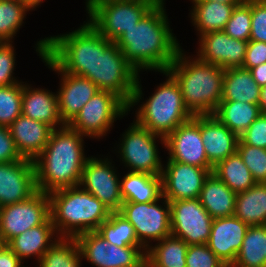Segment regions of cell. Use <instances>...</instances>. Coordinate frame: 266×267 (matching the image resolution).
<instances>
[{"label":"cell","mask_w":266,"mask_h":267,"mask_svg":"<svg viewBox=\"0 0 266 267\" xmlns=\"http://www.w3.org/2000/svg\"><path fill=\"white\" fill-rule=\"evenodd\" d=\"M35 49L38 56L45 53L62 71L86 77L99 90L119 96L128 112L144 98L139 73L117 43L102 36L88 20L67 34L40 39Z\"/></svg>","instance_id":"6da1fadb"},{"label":"cell","mask_w":266,"mask_h":267,"mask_svg":"<svg viewBox=\"0 0 266 267\" xmlns=\"http://www.w3.org/2000/svg\"><path fill=\"white\" fill-rule=\"evenodd\" d=\"M30 10H35L44 0H21Z\"/></svg>","instance_id":"681fc988"},{"label":"cell","mask_w":266,"mask_h":267,"mask_svg":"<svg viewBox=\"0 0 266 267\" xmlns=\"http://www.w3.org/2000/svg\"><path fill=\"white\" fill-rule=\"evenodd\" d=\"M167 159L201 168H213L201 137V115H194L165 138Z\"/></svg>","instance_id":"9a60e30c"},{"label":"cell","mask_w":266,"mask_h":267,"mask_svg":"<svg viewBox=\"0 0 266 267\" xmlns=\"http://www.w3.org/2000/svg\"><path fill=\"white\" fill-rule=\"evenodd\" d=\"M186 55L182 48L167 71L178 82L193 116L214 114L222 98L224 69Z\"/></svg>","instance_id":"277c9868"},{"label":"cell","mask_w":266,"mask_h":267,"mask_svg":"<svg viewBox=\"0 0 266 267\" xmlns=\"http://www.w3.org/2000/svg\"><path fill=\"white\" fill-rule=\"evenodd\" d=\"M13 42H0V86L20 83L13 74L15 71L16 53Z\"/></svg>","instance_id":"60d3db41"},{"label":"cell","mask_w":266,"mask_h":267,"mask_svg":"<svg viewBox=\"0 0 266 267\" xmlns=\"http://www.w3.org/2000/svg\"><path fill=\"white\" fill-rule=\"evenodd\" d=\"M109 244L126 247L142 246L131 223L118 212H111L109 218L96 230Z\"/></svg>","instance_id":"e575fe53"},{"label":"cell","mask_w":266,"mask_h":267,"mask_svg":"<svg viewBox=\"0 0 266 267\" xmlns=\"http://www.w3.org/2000/svg\"><path fill=\"white\" fill-rule=\"evenodd\" d=\"M160 73L166 76V81L157 86L149 99L141 102L134 120L153 134L166 138L193 115L183 102L181 88L175 78L168 71Z\"/></svg>","instance_id":"8992f818"},{"label":"cell","mask_w":266,"mask_h":267,"mask_svg":"<svg viewBox=\"0 0 266 267\" xmlns=\"http://www.w3.org/2000/svg\"><path fill=\"white\" fill-rule=\"evenodd\" d=\"M261 114L258 104L220 101L213 115L240 137Z\"/></svg>","instance_id":"4dcf8cb0"},{"label":"cell","mask_w":266,"mask_h":267,"mask_svg":"<svg viewBox=\"0 0 266 267\" xmlns=\"http://www.w3.org/2000/svg\"><path fill=\"white\" fill-rule=\"evenodd\" d=\"M23 82L0 86V126L8 127L22 114Z\"/></svg>","instance_id":"8d00e7d4"},{"label":"cell","mask_w":266,"mask_h":267,"mask_svg":"<svg viewBox=\"0 0 266 267\" xmlns=\"http://www.w3.org/2000/svg\"><path fill=\"white\" fill-rule=\"evenodd\" d=\"M153 1L156 5H165V0H151Z\"/></svg>","instance_id":"816d5d0a"},{"label":"cell","mask_w":266,"mask_h":267,"mask_svg":"<svg viewBox=\"0 0 266 267\" xmlns=\"http://www.w3.org/2000/svg\"><path fill=\"white\" fill-rule=\"evenodd\" d=\"M83 260L94 267H146L143 246L118 247L109 244L97 231L75 237Z\"/></svg>","instance_id":"8fae6325"},{"label":"cell","mask_w":266,"mask_h":267,"mask_svg":"<svg viewBox=\"0 0 266 267\" xmlns=\"http://www.w3.org/2000/svg\"><path fill=\"white\" fill-rule=\"evenodd\" d=\"M248 228L249 225L235 215L213 219L207 245L230 267L236 260Z\"/></svg>","instance_id":"ffe728a7"},{"label":"cell","mask_w":266,"mask_h":267,"mask_svg":"<svg viewBox=\"0 0 266 267\" xmlns=\"http://www.w3.org/2000/svg\"><path fill=\"white\" fill-rule=\"evenodd\" d=\"M39 58L58 76L60 74V88L56 93L58 109L62 122L68 125L100 90L90 79L62 71L45 53Z\"/></svg>","instance_id":"2e32d148"},{"label":"cell","mask_w":266,"mask_h":267,"mask_svg":"<svg viewBox=\"0 0 266 267\" xmlns=\"http://www.w3.org/2000/svg\"><path fill=\"white\" fill-rule=\"evenodd\" d=\"M166 161L161 174L162 196L169 202L198 198L204 181L213 168H201L168 159Z\"/></svg>","instance_id":"e0dca14e"},{"label":"cell","mask_w":266,"mask_h":267,"mask_svg":"<svg viewBox=\"0 0 266 267\" xmlns=\"http://www.w3.org/2000/svg\"><path fill=\"white\" fill-rule=\"evenodd\" d=\"M250 72L260 87L266 86V62L251 68Z\"/></svg>","instance_id":"7dc6e473"},{"label":"cell","mask_w":266,"mask_h":267,"mask_svg":"<svg viewBox=\"0 0 266 267\" xmlns=\"http://www.w3.org/2000/svg\"><path fill=\"white\" fill-rule=\"evenodd\" d=\"M36 191L34 161L0 163V207L27 200Z\"/></svg>","instance_id":"d6986e66"},{"label":"cell","mask_w":266,"mask_h":267,"mask_svg":"<svg viewBox=\"0 0 266 267\" xmlns=\"http://www.w3.org/2000/svg\"><path fill=\"white\" fill-rule=\"evenodd\" d=\"M230 267H266V225L249 226Z\"/></svg>","instance_id":"1f68e13d"},{"label":"cell","mask_w":266,"mask_h":267,"mask_svg":"<svg viewBox=\"0 0 266 267\" xmlns=\"http://www.w3.org/2000/svg\"><path fill=\"white\" fill-rule=\"evenodd\" d=\"M85 3L88 22L113 42L156 5L151 0H86Z\"/></svg>","instance_id":"52a82bcc"},{"label":"cell","mask_w":266,"mask_h":267,"mask_svg":"<svg viewBox=\"0 0 266 267\" xmlns=\"http://www.w3.org/2000/svg\"><path fill=\"white\" fill-rule=\"evenodd\" d=\"M118 213L131 223L139 243L146 250L152 241L171 235L170 202L164 196L154 202H123Z\"/></svg>","instance_id":"30bf717a"},{"label":"cell","mask_w":266,"mask_h":267,"mask_svg":"<svg viewBox=\"0 0 266 267\" xmlns=\"http://www.w3.org/2000/svg\"><path fill=\"white\" fill-rule=\"evenodd\" d=\"M259 107L262 114H266V86L260 89Z\"/></svg>","instance_id":"c3c4849f"},{"label":"cell","mask_w":266,"mask_h":267,"mask_svg":"<svg viewBox=\"0 0 266 267\" xmlns=\"http://www.w3.org/2000/svg\"><path fill=\"white\" fill-rule=\"evenodd\" d=\"M190 20L198 36L212 31H223L235 6L241 3H219L206 0H190Z\"/></svg>","instance_id":"d4e9b609"},{"label":"cell","mask_w":266,"mask_h":267,"mask_svg":"<svg viewBox=\"0 0 266 267\" xmlns=\"http://www.w3.org/2000/svg\"><path fill=\"white\" fill-rule=\"evenodd\" d=\"M250 41L266 43V0H251Z\"/></svg>","instance_id":"b9f144b4"},{"label":"cell","mask_w":266,"mask_h":267,"mask_svg":"<svg viewBox=\"0 0 266 267\" xmlns=\"http://www.w3.org/2000/svg\"><path fill=\"white\" fill-rule=\"evenodd\" d=\"M197 58L223 69L242 67L248 41L237 40L224 31H212L199 36Z\"/></svg>","instance_id":"ac0fdd59"},{"label":"cell","mask_w":266,"mask_h":267,"mask_svg":"<svg viewBox=\"0 0 266 267\" xmlns=\"http://www.w3.org/2000/svg\"><path fill=\"white\" fill-rule=\"evenodd\" d=\"M26 83L23 82L22 114L48 124L52 129L65 126L60 118L57 94L45 88H34Z\"/></svg>","instance_id":"603a6c76"},{"label":"cell","mask_w":266,"mask_h":267,"mask_svg":"<svg viewBox=\"0 0 266 267\" xmlns=\"http://www.w3.org/2000/svg\"><path fill=\"white\" fill-rule=\"evenodd\" d=\"M266 62V43L262 41H248L246 56L242 68L250 70Z\"/></svg>","instance_id":"f6af8a7d"},{"label":"cell","mask_w":266,"mask_h":267,"mask_svg":"<svg viewBox=\"0 0 266 267\" xmlns=\"http://www.w3.org/2000/svg\"><path fill=\"white\" fill-rule=\"evenodd\" d=\"M50 218L60 237L75 238L98 227L111 211L80 185L48 193Z\"/></svg>","instance_id":"5b68a950"},{"label":"cell","mask_w":266,"mask_h":267,"mask_svg":"<svg viewBox=\"0 0 266 267\" xmlns=\"http://www.w3.org/2000/svg\"><path fill=\"white\" fill-rule=\"evenodd\" d=\"M165 146V138L153 134L135 120L122 134L120 143L117 144L120 162L128 168V172L148 173L151 175H161L163 163L159 157L157 141ZM119 147V148H118Z\"/></svg>","instance_id":"ba28073f"},{"label":"cell","mask_w":266,"mask_h":267,"mask_svg":"<svg viewBox=\"0 0 266 267\" xmlns=\"http://www.w3.org/2000/svg\"><path fill=\"white\" fill-rule=\"evenodd\" d=\"M201 137L212 167L237 152L239 136L213 114L201 115Z\"/></svg>","instance_id":"44dd1931"},{"label":"cell","mask_w":266,"mask_h":267,"mask_svg":"<svg viewBox=\"0 0 266 267\" xmlns=\"http://www.w3.org/2000/svg\"><path fill=\"white\" fill-rule=\"evenodd\" d=\"M58 232L49 217L43 224L26 230L12 238L6 245L21 259L36 257L37 263L43 254L59 239Z\"/></svg>","instance_id":"cb8c5ba5"},{"label":"cell","mask_w":266,"mask_h":267,"mask_svg":"<svg viewBox=\"0 0 266 267\" xmlns=\"http://www.w3.org/2000/svg\"><path fill=\"white\" fill-rule=\"evenodd\" d=\"M223 31L237 40L249 41L251 31V0L235 6Z\"/></svg>","instance_id":"74e56055"},{"label":"cell","mask_w":266,"mask_h":267,"mask_svg":"<svg viewBox=\"0 0 266 267\" xmlns=\"http://www.w3.org/2000/svg\"><path fill=\"white\" fill-rule=\"evenodd\" d=\"M188 244L169 235L146 250V267H186Z\"/></svg>","instance_id":"f546056e"},{"label":"cell","mask_w":266,"mask_h":267,"mask_svg":"<svg viewBox=\"0 0 266 267\" xmlns=\"http://www.w3.org/2000/svg\"><path fill=\"white\" fill-rule=\"evenodd\" d=\"M23 263L6 244L0 243V267H25Z\"/></svg>","instance_id":"bcb514c9"},{"label":"cell","mask_w":266,"mask_h":267,"mask_svg":"<svg viewBox=\"0 0 266 267\" xmlns=\"http://www.w3.org/2000/svg\"><path fill=\"white\" fill-rule=\"evenodd\" d=\"M171 235L188 245L207 244L213 218L198 198L170 201Z\"/></svg>","instance_id":"5bb4252c"},{"label":"cell","mask_w":266,"mask_h":267,"mask_svg":"<svg viewBox=\"0 0 266 267\" xmlns=\"http://www.w3.org/2000/svg\"><path fill=\"white\" fill-rule=\"evenodd\" d=\"M82 255L75 238H59L42 256L37 267H81Z\"/></svg>","instance_id":"836d02e7"},{"label":"cell","mask_w":266,"mask_h":267,"mask_svg":"<svg viewBox=\"0 0 266 267\" xmlns=\"http://www.w3.org/2000/svg\"><path fill=\"white\" fill-rule=\"evenodd\" d=\"M260 89L250 70L242 67L224 69L221 101L259 104Z\"/></svg>","instance_id":"4316f807"},{"label":"cell","mask_w":266,"mask_h":267,"mask_svg":"<svg viewBox=\"0 0 266 267\" xmlns=\"http://www.w3.org/2000/svg\"><path fill=\"white\" fill-rule=\"evenodd\" d=\"M212 172L235 193L246 191L256 184L238 152L219 162Z\"/></svg>","instance_id":"d6a6232c"},{"label":"cell","mask_w":266,"mask_h":267,"mask_svg":"<svg viewBox=\"0 0 266 267\" xmlns=\"http://www.w3.org/2000/svg\"><path fill=\"white\" fill-rule=\"evenodd\" d=\"M165 5H155L115 41L129 64L140 71H167L182 49L172 32Z\"/></svg>","instance_id":"7a4b0ae2"},{"label":"cell","mask_w":266,"mask_h":267,"mask_svg":"<svg viewBox=\"0 0 266 267\" xmlns=\"http://www.w3.org/2000/svg\"><path fill=\"white\" fill-rule=\"evenodd\" d=\"M23 158L17 151L8 127L0 126V163L15 162Z\"/></svg>","instance_id":"ee69618b"},{"label":"cell","mask_w":266,"mask_h":267,"mask_svg":"<svg viewBox=\"0 0 266 267\" xmlns=\"http://www.w3.org/2000/svg\"><path fill=\"white\" fill-rule=\"evenodd\" d=\"M236 196L237 193L211 172L204 181L198 199L209 215L216 219L234 215Z\"/></svg>","instance_id":"484cf974"},{"label":"cell","mask_w":266,"mask_h":267,"mask_svg":"<svg viewBox=\"0 0 266 267\" xmlns=\"http://www.w3.org/2000/svg\"><path fill=\"white\" fill-rule=\"evenodd\" d=\"M234 215L249 226L266 225V183L237 193Z\"/></svg>","instance_id":"f1b7e54d"},{"label":"cell","mask_w":266,"mask_h":267,"mask_svg":"<svg viewBox=\"0 0 266 267\" xmlns=\"http://www.w3.org/2000/svg\"><path fill=\"white\" fill-rule=\"evenodd\" d=\"M206 1H215L219 3H242L244 0H206Z\"/></svg>","instance_id":"f907efd6"},{"label":"cell","mask_w":266,"mask_h":267,"mask_svg":"<svg viewBox=\"0 0 266 267\" xmlns=\"http://www.w3.org/2000/svg\"><path fill=\"white\" fill-rule=\"evenodd\" d=\"M120 179L123 202H154L162 196L161 175L127 172Z\"/></svg>","instance_id":"83f0119b"},{"label":"cell","mask_w":266,"mask_h":267,"mask_svg":"<svg viewBox=\"0 0 266 267\" xmlns=\"http://www.w3.org/2000/svg\"><path fill=\"white\" fill-rule=\"evenodd\" d=\"M239 139L246 145L266 149V114H261Z\"/></svg>","instance_id":"7bdbcfd3"},{"label":"cell","mask_w":266,"mask_h":267,"mask_svg":"<svg viewBox=\"0 0 266 267\" xmlns=\"http://www.w3.org/2000/svg\"><path fill=\"white\" fill-rule=\"evenodd\" d=\"M186 267H228L207 244L188 245Z\"/></svg>","instance_id":"ab89813d"},{"label":"cell","mask_w":266,"mask_h":267,"mask_svg":"<svg viewBox=\"0 0 266 267\" xmlns=\"http://www.w3.org/2000/svg\"><path fill=\"white\" fill-rule=\"evenodd\" d=\"M84 137L68 125L53 129L47 145L34 160L37 190L50 193L80 184L88 158Z\"/></svg>","instance_id":"3957f363"},{"label":"cell","mask_w":266,"mask_h":267,"mask_svg":"<svg viewBox=\"0 0 266 267\" xmlns=\"http://www.w3.org/2000/svg\"><path fill=\"white\" fill-rule=\"evenodd\" d=\"M27 11L31 10L21 0H0V42H13Z\"/></svg>","instance_id":"d590c367"},{"label":"cell","mask_w":266,"mask_h":267,"mask_svg":"<svg viewBox=\"0 0 266 267\" xmlns=\"http://www.w3.org/2000/svg\"><path fill=\"white\" fill-rule=\"evenodd\" d=\"M110 158L108 156L107 158L88 157L79 185L86 192L99 199L111 212H118L123 203L120 188L121 179Z\"/></svg>","instance_id":"4fadbf2b"},{"label":"cell","mask_w":266,"mask_h":267,"mask_svg":"<svg viewBox=\"0 0 266 267\" xmlns=\"http://www.w3.org/2000/svg\"><path fill=\"white\" fill-rule=\"evenodd\" d=\"M8 128L21 157L32 161L41 154L53 131L48 124L30 119L23 114Z\"/></svg>","instance_id":"7402d4cb"},{"label":"cell","mask_w":266,"mask_h":267,"mask_svg":"<svg viewBox=\"0 0 266 267\" xmlns=\"http://www.w3.org/2000/svg\"><path fill=\"white\" fill-rule=\"evenodd\" d=\"M125 115H128V105L113 92L100 90L68 126L86 137L103 139L113 129V123Z\"/></svg>","instance_id":"9c48e42d"},{"label":"cell","mask_w":266,"mask_h":267,"mask_svg":"<svg viewBox=\"0 0 266 267\" xmlns=\"http://www.w3.org/2000/svg\"><path fill=\"white\" fill-rule=\"evenodd\" d=\"M50 217L48 193L37 190L27 200L0 207V243L7 244Z\"/></svg>","instance_id":"7c38bea8"},{"label":"cell","mask_w":266,"mask_h":267,"mask_svg":"<svg viewBox=\"0 0 266 267\" xmlns=\"http://www.w3.org/2000/svg\"><path fill=\"white\" fill-rule=\"evenodd\" d=\"M237 152L256 183H266V149L244 144L240 139Z\"/></svg>","instance_id":"f35d334b"}]
</instances>
